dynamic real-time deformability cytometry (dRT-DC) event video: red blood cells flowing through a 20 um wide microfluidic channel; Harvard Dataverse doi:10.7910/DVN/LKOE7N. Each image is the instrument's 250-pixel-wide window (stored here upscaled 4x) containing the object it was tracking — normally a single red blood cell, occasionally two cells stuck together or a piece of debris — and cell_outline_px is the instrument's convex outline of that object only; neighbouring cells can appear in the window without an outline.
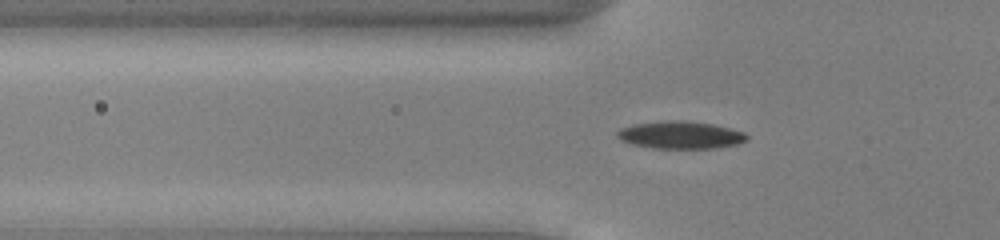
{"species": "common noctule bat (a hibernating species)", "species_latin": "Nyctalus noctula", "temperature_condition": "cold", "stored_images_in_passage": 53, "camera_frame_rate_fps": 3000, "um_per_image_px": 0.085, "animal": {"sex": "male", "body_mass_g": 13.0, "forearm_length_mm": 53.1}, "frame": {"image": 1, "passage_image": 18, "time_ms": 5.667, "image_size_px": [1000, 240], "cell_outline_px": [[748, 140], [736, 144], [716, 148], [652, 148], [632, 144], [620, 140], [616, 136], [616, 132], [620, 128], [632, 124], [660, 120], [684, 120], [712, 124], [744, 132], [748, 136]], "centroid_in_image_um": [57.79, 11.46], "position_along_channel_um": 68.0, "area_um2": 20.92}}
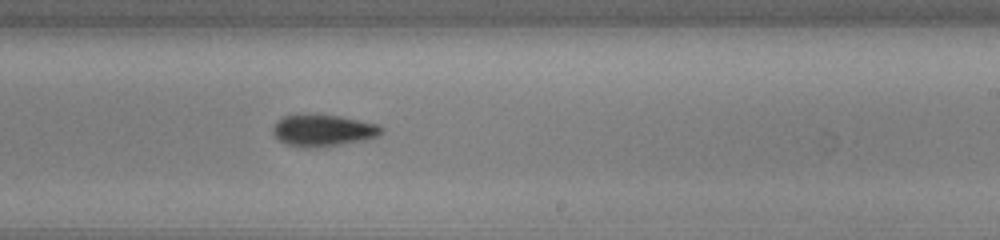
{"frame": {"image": 2, "passage_image": 33, "time_ms": 10.667, "image_size_px": [1000, 240], "cell_outline_px": [[384, 128], [380, 136], [364, 140], [340, 144], [308, 148], [304, 148], [288, 144], [280, 140], [272, 132], [272, 128], [276, 120], [284, 116], [340, 116], [380, 124]], "centroid_in_image_um": [27.51, 11.1], "position_along_channel_um": 261.5, "area_um2": 19.71}}
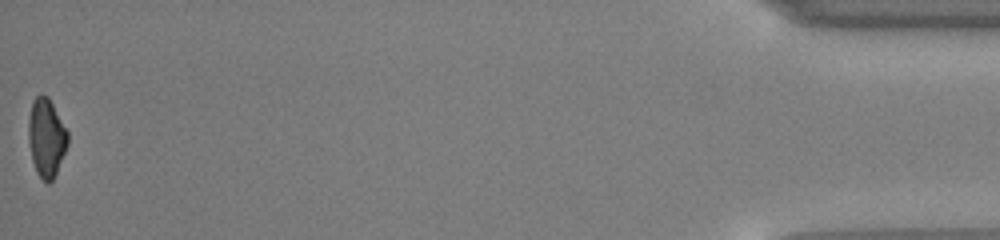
{"frame": {"image": 3, "passage_image": 53, "time_ms": 17.333, "image_size_px": [1000, 240], "cell_outline_px": [[68, 144], [56, 172], [52, 180], [48, 184], [36, 172], [32, 160], [28, 144], [28, 120], [32, 100], [40, 92], [48, 96], [68, 132]], "centroid_in_image_um": [3.92, 11.66], "position_along_channel_um": 431.3, "area_um2": 18.03}, "authors_computed_cell_mechanics": {"area_um2": 19.2474, "velocity_mm_per_s": 3.9148, "shape_relaxation_time_tau1_ms": 3.1571, "shape_relaxation_time_tau2_ms": null, "deformation_change_tau1": 0.1482, "deformation_change_tau2": null}}